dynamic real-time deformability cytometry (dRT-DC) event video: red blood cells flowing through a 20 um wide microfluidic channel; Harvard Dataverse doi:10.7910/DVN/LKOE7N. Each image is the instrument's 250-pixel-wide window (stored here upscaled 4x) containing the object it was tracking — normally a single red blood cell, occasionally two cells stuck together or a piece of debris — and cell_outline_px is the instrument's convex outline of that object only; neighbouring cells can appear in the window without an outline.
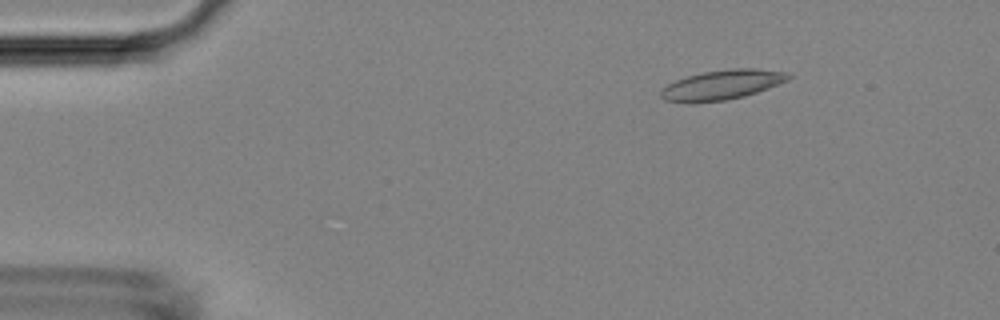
{"species": "Egyptian fruit bat (a non-hibernating species)", "species_latin": "Rousettus aegyptiacus", "temperature_condition": "room temperature", "stored_images_in_passage": 4, "camera_frame_rate_fps": 3000, "um_per_image_px": 0.085, "animal": {"sex": "female"}, "frame": {"image": 1, "passage_image": 2, "time_ms": 1.0, "image_size_px": [1000, 320], "cell_outline_px": [[792, 76], [788, 80], [768, 88], [744, 96], [724, 100], [688, 104], [664, 100], [660, 96], [660, 88], [676, 80], [688, 76], [704, 72], [736, 68], [752, 68], [788, 72]], "centroid_in_image_um": [61.33, 7.22], "position_along_channel_um": 23.7, "area_um2": 22.14}}